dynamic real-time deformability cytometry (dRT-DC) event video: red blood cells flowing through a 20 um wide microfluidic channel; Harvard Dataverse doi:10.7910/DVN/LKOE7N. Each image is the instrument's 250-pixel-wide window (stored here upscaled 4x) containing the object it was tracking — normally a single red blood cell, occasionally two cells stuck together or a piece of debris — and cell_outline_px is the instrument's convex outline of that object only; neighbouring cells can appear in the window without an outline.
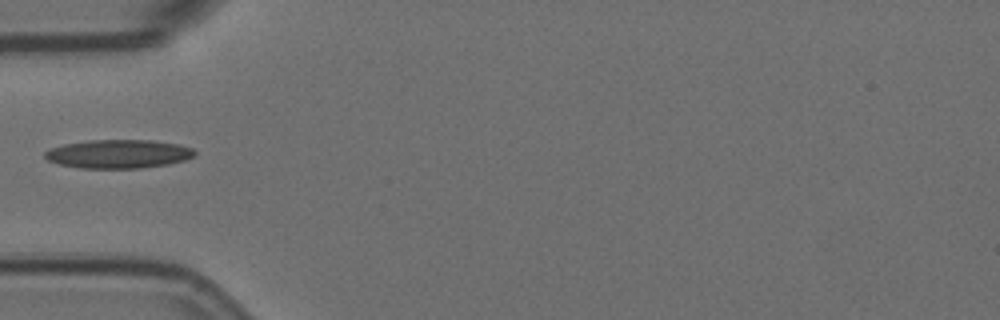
{"species": "Egyptian fruit bat (a non-hibernating species)", "species_latin": "Rousettus aegyptiacus", "temperature_condition": "room temperature", "stored_images_in_passage": 7, "camera_frame_rate_fps": 3000, "um_per_image_px": 0.085, "animal": {"sex": "female"}, "frame": {"image": 1, "passage_image": 6, "time_ms": 1.667, "image_size_px": [1000, 320], "cell_outline_px": [[196, 156], [184, 160], [168, 164], [140, 168], [80, 168], [60, 164], [48, 160], [44, 156], [44, 152], [48, 148], [64, 144], [88, 140], [152, 140], [180, 144], [192, 148], [196, 152]], "centroid_in_image_um": [10.07, 13.08], "position_along_channel_um": 74.9, "area_um2": 25.14}}
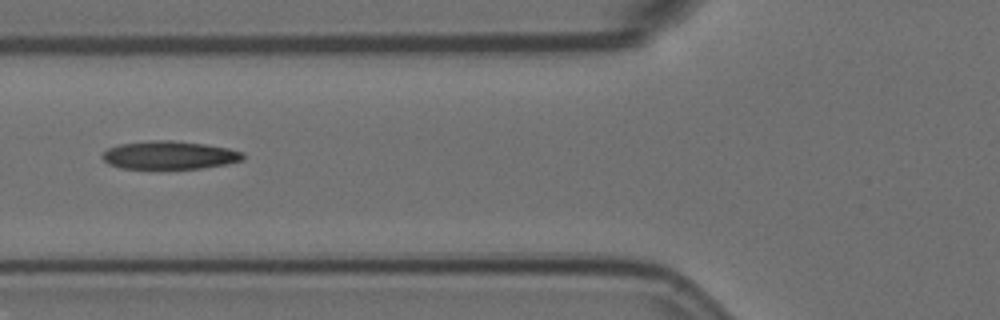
{"frame": {"image": 2, "passage_image": 7, "time_ms": 2.0, "image_size_px": [1000, 320], "cell_outline_px": [[244, 160], [224, 164], [200, 168], [120, 168], [108, 164], [100, 156], [108, 148], [120, 144], [156, 140], [172, 140], [204, 144], [228, 148], [244, 152]], "centroid_in_image_um": [14.39, 13.18], "position_along_channel_um": 111.4, "area_um2": 22.89}}